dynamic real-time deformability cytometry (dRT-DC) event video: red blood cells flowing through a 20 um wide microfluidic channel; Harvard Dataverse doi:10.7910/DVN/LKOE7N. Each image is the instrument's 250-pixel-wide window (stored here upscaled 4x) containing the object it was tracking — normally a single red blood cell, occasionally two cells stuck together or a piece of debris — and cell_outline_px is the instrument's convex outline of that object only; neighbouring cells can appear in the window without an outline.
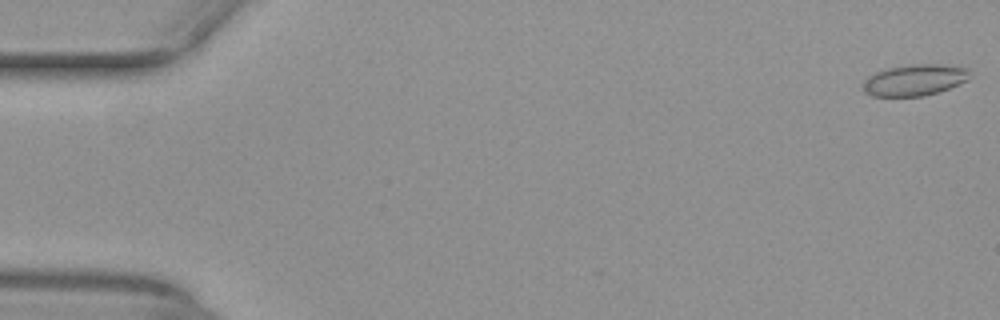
{"species": "common noctule bat (a hibernating species)", "species_latin": "Nyctalus noctula", "temperature_condition": "warm", "stored_images_in_passage": 52, "camera_frame_rate_fps": 3000, "um_per_image_px": 0.085, "animal": {"sex": "female", "body_mass_g": 29.2, "forearm_length_mm": 56.3}, "frame": {"image": 1, "passage_image": 1, "time_ms": 0.0, "image_size_px": [1000, 320], "cell_outline_px": [[972, 76], [968, 80], [948, 88], [924, 96], [872, 96], [864, 92], [864, 80], [868, 76], [876, 72], [888, 68], [912, 64], [940, 64], [968, 68]], "centroid_in_image_um": [77.76, 6.79], "position_along_channel_um": 7.2, "area_um2": 19.42}}
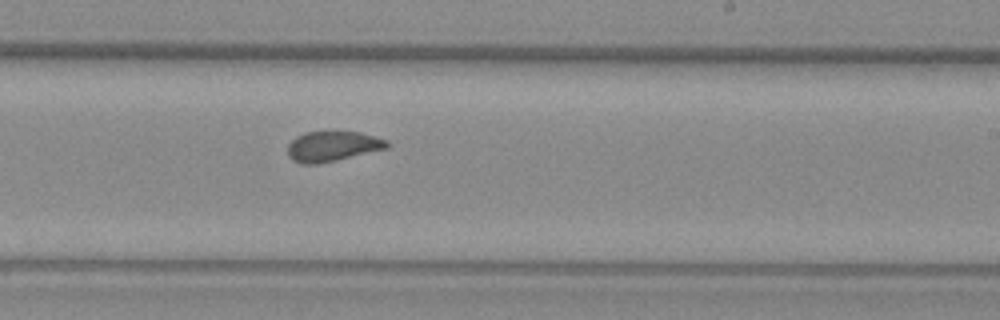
{"frame": {"image": 2, "passage_image": 32, "time_ms": 10.333, "image_size_px": [1000, 320], "cell_outline_px": [[388, 148], [320, 164], [300, 164], [292, 160], [288, 156], [288, 144], [296, 136], [304, 132], [360, 132], [388, 140]], "centroid_in_image_um": [28.24, 12.44], "position_along_channel_um": 260.8, "area_um2": 17.51}}
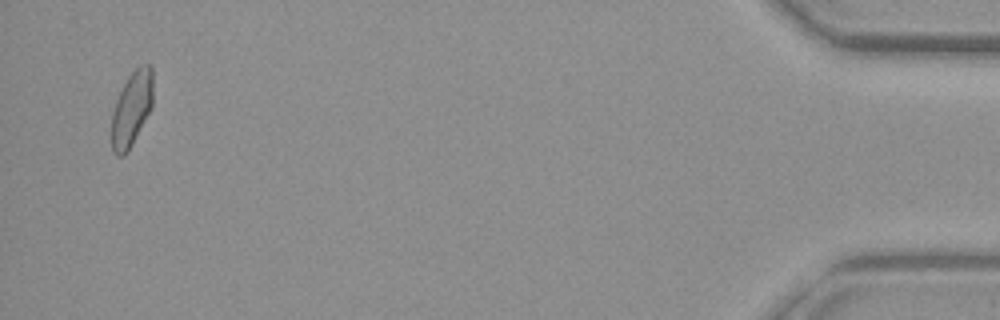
{"frame": {"image": 3, "passage_image": 51, "time_ms": 16.667, "image_size_px": [1000, 320], "cell_outline_px": [[152, 108], [132, 144], [124, 156], [116, 156], [112, 152], [112, 112], [116, 100], [128, 76], [140, 64], [152, 64]], "centroid_in_image_um": [11.2, 9.24], "position_along_channel_um": 424.0, "area_um2": 18.03}, "authors_computed_cell_mechanics": {"area_um2": 18.207, "velocity_mm_per_s": 3.9909, "shape_relaxation_time_tau1_ms": null, "shape_relaxation_time_tau2_ms": 0.8028, "deformation_change_tau1": null, "deformation_change_tau2": 0.0625}}